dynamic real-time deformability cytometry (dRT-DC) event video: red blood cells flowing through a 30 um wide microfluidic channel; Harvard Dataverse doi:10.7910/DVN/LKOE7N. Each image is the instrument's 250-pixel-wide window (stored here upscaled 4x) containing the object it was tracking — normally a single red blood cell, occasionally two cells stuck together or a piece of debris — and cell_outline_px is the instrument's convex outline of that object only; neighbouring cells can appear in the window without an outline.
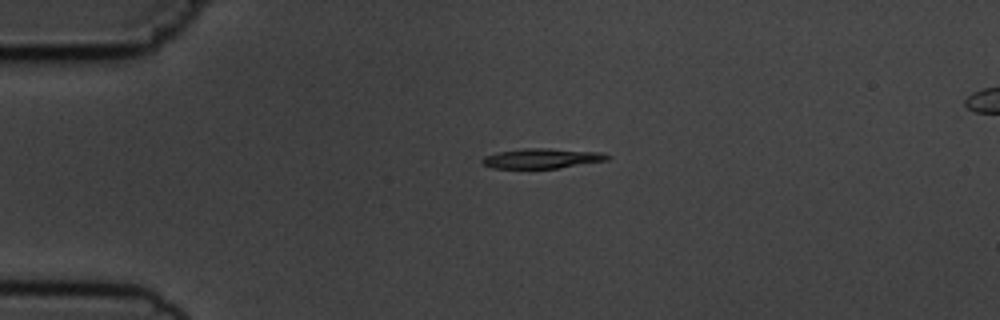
{"species": "common noctule bat (a hibernating species)", "species_latin": "Nyctalus noctula", "temperature_condition": "cold", "stored_images_in_passage": 3, "segment_of_instrument_passage": [1, 2], "camera_frame_rate_fps": 3000, "um_per_image_px": 0.085, "animal": {"sex": "male", "body_mass_g": 19.5, "forearm_length_mm": 54.6}, "frame": {"image": 1, "passage_image": 1, "time_ms": 0.0, "image_size_px": [1000, 320], "cell_outline_px": [[612, 156], [608, 160], [560, 168], [492, 168], [480, 164], [480, 160], [484, 156], [496, 152], [524, 148], [548, 148], [604, 152]], "centroid_in_image_um": [46.06, 13.46], "position_along_channel_um": 38.9, "area_um2": 14.85}}